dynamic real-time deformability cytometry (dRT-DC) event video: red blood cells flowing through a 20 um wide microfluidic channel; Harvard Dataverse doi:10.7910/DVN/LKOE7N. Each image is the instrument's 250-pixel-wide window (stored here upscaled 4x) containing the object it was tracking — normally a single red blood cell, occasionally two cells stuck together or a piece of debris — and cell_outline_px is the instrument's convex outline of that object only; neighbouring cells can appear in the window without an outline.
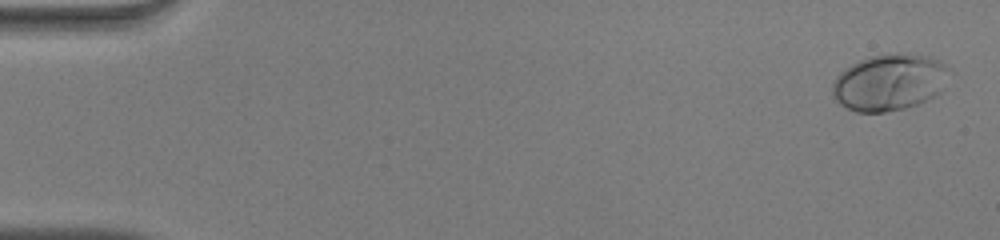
{"species": "human", "species_latin": "Homo sapiens", "temperature_condition": "warm", "stored_images_in_passage": 51, "camera_frame_rate_fps": 3000, "um_per_image_px": 0.085, "donor": {"sex": "male"}, "frame": {"image": 1, "passage_image": 2, "time_ms": 0.333, "image_size_px": [1000, 240], "cell_outline_px": [[944, 64], [940, 92], [916, 104], [904, 108], [884, 112], [856, 112], [840, 104], [832, 96], [832, 84], [836, 76], [844, 68], [868, 56], [928, 56], [940, 60]], "centroid_in_image_um": [75.45, 7.04], "position_along_channel_um": 9.5, "area_um2": 36.93}}
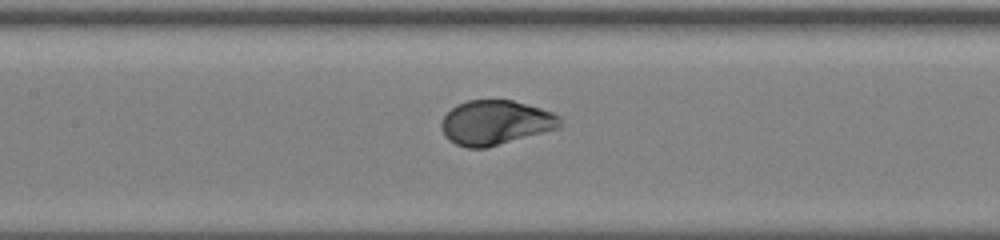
{"frame": {"image": 2, "passage_image": 25, "time_ms": 8.0, "image_size_px": [1000, 240], "cell_outline_px": [[564, 124], [560, 128], [488, 148], [468, 148], [456, 144], [448, 140], [444, 136], [440, 128], [440, 120], [456, 104], [468, 100], [512, 100], [540, 108], [552, 112], [560, 116]], "centroid_in_image_um": [42.12, 10.43], "position_along_channel_um": 165.3, "area_um2": 31.27}}
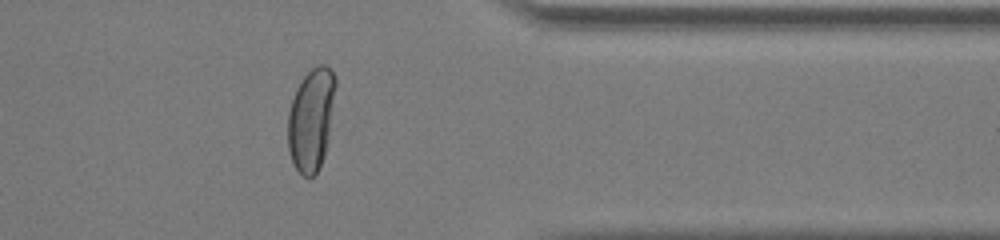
{"frame": {"image": 3, "passage_image": 42, "time_ms": 13.667, "image_size_px": [1000, 240], "cell_outline_px": [[336, 84], [324, 156], [316, 172], [308, 180], [296, 168], [292, 160], [288, 148], [288, 112], [296, 88], [304, 76], [312, 68], [320, 64], [324, 64], [336, 76]], "centroid_in_image_um": [26.43, 10.13], "position_along_channel_um": 385.0, "area_um2": 27.92}, "authors_computed_cell_mechanics": {"area_um2": 32.1946, "velocity_mm_per_s": 4.07, "shape_relaxation_time_tau1_ms": 2.6884, "shape_relaxation_time_tau2_ms": null, "deformation_change_tau1": 0.2002, "deformation_change_tau2": null}}